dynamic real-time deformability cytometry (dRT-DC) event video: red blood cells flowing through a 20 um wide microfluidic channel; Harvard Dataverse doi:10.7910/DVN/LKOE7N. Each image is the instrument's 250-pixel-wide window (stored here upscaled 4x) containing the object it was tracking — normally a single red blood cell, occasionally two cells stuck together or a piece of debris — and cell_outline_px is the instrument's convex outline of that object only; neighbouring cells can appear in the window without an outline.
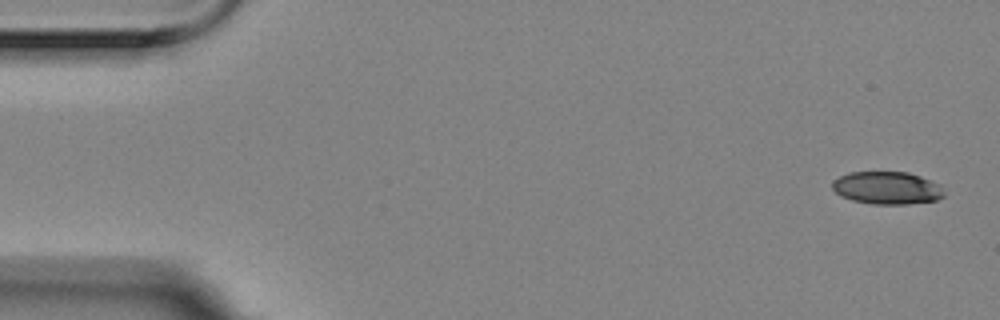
{"species": "Egyptian fruit bat (a non-hibernating species)", "species_latin": "Rousettus aegyptiacus", "temperature_condition": "room temperature", "stored_images_in_passage": 5, "camera_frame_rate_fps": 3000, "um_per_image_px": 0.085, "animal": {"sex": "female"}, "frame": {"image": 1, "passage_image": 1, "time_ms": 0.0, "image_size_px": [1000, 320], "cell_outline_px": [[944, 196], [936, 200], [908, 204], [872, 204], [852, 200], [836, 192], [832, 188], [832, 180], [848, 172], [908, 172], [920, 176], [940, 184], [944, 192]], "centroid_in_image_um": [75.41, 15.97], "position_along_channel_um": 9.6, "area_um2": 21.27}}
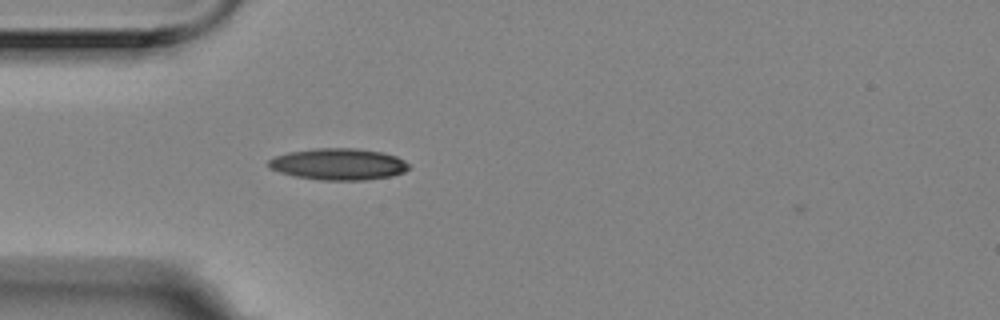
{"frame": {"image": 2, "passage_image": 5, "time_ms": 1.333, "image_size_px": [1000, 320], "cell_outline_px": [[412, 168], [404, 172], [392, 176], [364, 180], [320, 180], [296, 176], [280, 172], [268, 168], [268, 160], [276, 156], [288, 152], [316, 148], [356, 148], [380, 152], [396, 156], [404, 160]], "centroid_in_image_um": [28.78, 13.95], "position_along_channel_um": 56.2, "area_um2": 25.84}}